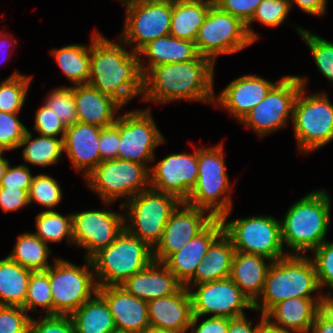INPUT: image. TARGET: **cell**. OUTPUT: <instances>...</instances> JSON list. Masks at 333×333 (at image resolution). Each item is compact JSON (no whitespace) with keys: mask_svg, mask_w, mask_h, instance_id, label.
I'll list each match as a JSON object with an SVG mask.
<instances>
[{"mask_svg":"<svg viewBox=\"0 0 333 333\" xmlns=\"http://www.w3.org/2000/svg\"><path fill=\"white\" fill-rule=\"evenodd\" d=\"M90 45V77L88 85L114 97L122 105L143 93L140 56L108 40L99 32L92 35Z\"/></svg>","mask_w":333,"mask_h":333,"instance_id":"cell-1","label":"cell"},{"mask_svg":"<svg viewBox=\"0 0 333 333\" xmlns=\"http://www.w3.org/2000/svg\"><path fill=\"white\" fill-rule=\"evenodd\" d=\"M214 67L211 59L200 55L193 61L155 66L143 76V100L214 103Z\"/></svg>","mask_w":333,"mask_h":333,"instance_id":"cell-2","label":"cell"},{"mask_svg":"<svg viewBox=\"0 0 333 333\" xmlns=\"http://www.w3.org/2000/svg\"><path fill=\"white\" fill-rule=\"evenodd\" d=\"M331 199L324 190H314L289 207L281 222L282 244L290 254L304 255L325 240L330 223Z\"/></svg>","mask_w":333,"mask_h":333,"instance_id":"cell-3","label":"cell"},{"mask_svg":"<svg viewBox=\"0 0 333 333\" xmlns=\"http://www.w3.org/2000/svg\"><path fill=\"white\" fill-rule=\"evenodd\" d=\"M316 268L311 257L288 254L272 261L261 294L262 303H254V310L265 315L274 305L289 298H313L319 291Z\"/></svg>","mask_w":333,"mask_h":333,"instance_id":"cell-4","label":"cell"},{"mask_svg":"<svg viewBox=\"0 0 333 333\" xmlns=\"http://www.w3.org/2000/svg\"><path fill=\"white\" fill-rule=\"evenodd\" d=\"M226 171L223 143L209 148L198 147V180L185 203L227 221L232 210L229 194L232 186Z\"/></svg>","mask_w":333,"mask_h":333,"instance_id":"cell-5","label":"cell"},{"mask_svg":"<svg viewBox=\"0 0 333 333\" xmlns=\"http://www.w3.org/2000/svg\"><path fill=\"white\" fill-rule=\"evenodd\" d=\"M98 287L121 286L128 278L149 266L153 249L125 229L107 248L91 259Z\"/></svg>","mask_w":333,"mask_h":333,"instance_id":"cell-6","label":"cell"},{"mask_svg":"<svg viewBox=\"0 0 333 333\" xmlns=\"http://www.w3.org/2000/svg\"><path fill=\"white\" fill-rule=\"evenodd\" d=\"M181 204L177 197L150 187L121 203L120 207L128 210L129 223H124V229L154 249L171 214Z\"/></svg>","mask_w":333,"mask_h":333,"instance_id":"cell-7","label":"cell"},{"mask_svg":"<svg viewBox=\"0 0 333 333\" xmlns=\"http://www.w3.org/2000/svg\"><path fill=\"white\" fill-rule=\"evenodd\" d=\"M298 78L302 87L295 98L292 122L298 149L308 153L333 140V104L323 92L304 96L307 78Z\"/></svg>","mask_w":333,"mask_h":333,"instance_id":"cell-8","label":"cell"},{"mask_svg":"<svg viewBox=\"0 0 333 333\" xmlns=\"http://www.w3.org/2000/svg\"><path fill=\"white\" fill-rule=\"evenodd\" d=\"M82 267L64 259H55V264L48 267L53 315H71L84 302L91 299L92 293L98 292V285L90 259Z\"/></svg>","mask_w":333,"mask_h":333,"instance_id":"cell-9","label":"cell"},{"mask_svg":"<svg viewBox=\"0 0 333 333\" xmlns=\"http://www.w3.org/2000/svg\"><path fill=\"white\" fill-rule=\"evenodd\" d=\"M85 179L106 205L121 197L129 201L150 188L146 165L120 159L102 161Z\"/></svg>","mask_w":333,"mask_h":333,"instance_id":"cell-10","label":"cell"},{"mask_svg":"<svg viewBox=\"0 0 333 333\" xmlns=\"http://www.w3.org/2000/svg\"><path fill=\"white\" fill-rule=\"evenodd\" d=\"M222 223L223 232L237 252L260 255L270 261L290 254V251L284 253L281 222L272 216H251Z\"/></svg>","mask_w":333,"mask_h":333,"instance_id":"cell-11","label":"cell"},{"mask_svg":"<svg viewBox=\"0 0 333 333\" xmlns=\"http://www.w3.org/2000/svg\"><path fill=\"white\" fill-rule=\"evenodd\" d=\"M252 43L246 24L215 4L210 7L195 41L199 55L214 63L218 55L238 52Z\"/></svg>","mask_w":333,"mask_h":333,"instance_id":"cell-12","label":"cell"},{"mask_svg":"<svg viewBox=\"0 0 333 333\" xmlns=\"http://www.w3.org/2000/svg\"><path fill=\"white\" fill-rule=\"evenodd\" d=\"M126 20L119 38L138 52L148 42L169 35L172 0H138L125 4Z\"/></svg>","mask_w":333,"mask_h":333,"instance_id":"cell-13","label":"cell"},{"mask_svg":"<svg viewBox=\"0 0 333 333\" xmlns=\"http://www.w3.org/2000/svg\"><path fill=\"white\" fill-rule=\"evenodd\" d=\"M119 130L117 159L146 165L154 161V149L164 142L150 109L133 110L119 115L114 123Z\"/></svg>","mask_w":333,"mask_h":333,"instance_id":"cell-14","label":"cell"},{"mask_svg":"<svg viewBox=\"0 0 333 333\" xmlns=\"http://www.w3.org/2000/svg\"><path fill=\"white\" fill-rule=\"evenodd\" d=\"M301 87L298 76H282L264 100L240 122L252 128L259 137L282 128L288 118L293 119V106Z\"/></svg>","mask_w":333,"mask_h":333,"instance_id":"cell-15","label":"cell"},{"mask_svg":"<svg viewBox=\"0 0 333 333\" xmlns=\"http://www.w3.org/2000/svg\"><path fill=\"white\" fill-rule=\"evenodd\" d=\"M193 287L197 290L193 291ZM187 288L191 296L193 316L213 314L212 317L233 318L245 315V309L254 310V304L230 278Z\"/></svg>","mask_w":333,"mask_h":333,"instance_id":"cell-16","label":"cell"},{"mask_svg":"<svg viewBox=\"0 0 333 333\" xmlns=\"http://www.w3.org/2000/svg\"><path fill=\"white\" fill-rule=\"evenodd\" d=\"M72 215L73 241L88 250L85 259H91L107 248L124 229V215L108 210H86Z\"/></svg>","mask_w":333,"mask_h":333,"instance_id":"cell-17","label":"cell"},{"mask_svg":"<svg viewBox=\"0 0 333 333\" xmlns=\"http://www.w3.org/2000/svg\"><path fill=\"white\" fill-rule=\"evenodd\" d=\"M198 180V147L193 154L174 153L150 169V187L186 202Z\"/></svg>","mask_w":333,"mask_h":333,"instance_id":"cell-18","label":"cell"},{"mask_svg":"<svg viewBox=\"0 0 333 333\" xmlns=\"http://www.w3.org/2000/svg\"><path fill=\"white\" fill-rule=\"evenodd\" d=\"M206 212L185 202L179 205L171 214L160 242L153 249L154 261L164 263L199 234L214 219Z\"/></svg>","mask_w":333,"mask_h":333,"instance_id":"cell-19","label":"cell"},{"mask_svg":"<svg viewBox=\"0 0 333 333\" xmlns=\"http://www.w3.org/2000/svg\"><path fill=\"white\" fill-rule=\"evenodd\" d=\"M107 303L117 333H142L149 326L148 302L128 293L121 286L98 287Z\"/></svg>","mask_w":333,"mask_h":333,"instance_id":"cell-20","label":"cell"},{"mask_svg":"<svg viewBox=\"0 0 333 333\" xmlns=\"http://www.w3.org/2000/svg\"><path fill=\"white\" fill-rule=\"evenodd\" d=\"M277 82L256 75H244L227 85L215 103L226 108L239 122L260 102Z\"/></svg>","mask_w":333,"mask_h":333,"instance_id":"cell-21","label":"cell"},{"mask_svg":"<svg viewBox=\"0 0 333 333\" xmlns=\"http://www.w3.org/2000/svg\"><path fill=\"white\" fill-rule=\"evenodd\" d=\"M223 232L220 218H214L199 234L193 237L177 253L172 254L163 264L184 286L195 274L211 243Z\"/></svg>","mask_w":333,"mask_h":333,"instance_id":"cell-22","label":"cell"},{"mask_svg":"<svg viewBox=\"0 0 333 333\" xmlns=\"http://www.w3.org/2000/svg\"><path fill=\"white\" fill-rule=\"evenodd\" d=\"M102 128L92 124L76 122L66 128L63 151L66 152L76 170L85 169V178L100 163L99 139Z\"/></svg>","mask_w":333,"mask_h":333,"instance_id":"cell-23","label":"cell"},{"mask_svg":"<svg viewBox=\"0 0 333 333\" xmlns=\"http://www.w3.org/2000/svg\"><path fill=\"white\" fill-rule=\"evenodd\" d=\"M328 304L329 299L321 294L316 299L289 298L274 305L265 314V319L279 328L306 333L313 325L316 314Z\"/></svg>","mask_w":333,"mask_h":333,"instance_id":"cell-24","label":"cell"},{"mask_svg":"<svg viewBox=\"0 0 333 333\" xmlns=\"http://www.w3.org/2000/svg\"><path fill=\"white\" fill-rule=\"evenodd\" d=\"M149 325L185 333L191 325L193 311L189 290L182 286L176 293L148 301Z\"/></svg>","mask_w":333,"mask_h":333,"instance_id":"cell-25","label":"cell"},{"mask_svg":"<svg viewBox=\"0 0 333 333\" xmlns=\"http://www.w3.org/2000/svg\"><path fill=\"white\" fill-rule=\"evenodd\" d=\"M183 285L161 262L149 266L128 278L121 287L135 297L151 301L176 293Z\"/></svg>","mask_w":333,"mask_h":333,"instance_id":"cell-26","label":"cell"},{"mask_svg":"<svg viewBox=\"0 0 333 333\" xmlns=\"http://www.w3.org/2000/svg\"><path fill=\"white\" fill-rule=\"evenodd\" d=\"M78 122L101 128L114 125L116 113L122 104L114 97L100 92L88 84L74 85Z\"/></svg>","mask_w":333,"mask_h":333,"instance_id":"cell-27","label":"cell"},{"mask_svg":"<svg viewBox=\"0 0 333 333\" xmlns=\"http://www.w3.org/2000/svg\"><path fill=\"white\" fill-rule=\"evenodd\" d=\"M270 259L235 251L230 279L242 290V292L254 304L263 293L268 269L272 263H266Z\"/></svg>","mask_w":333,"mask_h":333,"instance_id":"cell-28","label":"cell"},{"mask_svg":"<svg viewBox=\"0 0 333 333\" xmlns=\"http://www.w3.org/2000/svg\"><path fill=\"white\" fill-rule=\"evenodd\" d=\"M234 254L235 248L232 241L222 232L211 243L203 261L197 266L194 276L184 286L191 287L229 278Z\"/></svg>","mask_w":333,"mask_h":333,"instance_id":"cell-29","label":"cell"},{"mask_svg":"<svg viewBox=\"0 0 333 333\" xmlns=\"http://www.w3.org/2000/svg\"><path fill=\"white\" fill-rule=\"evenodd\" d=\"M137 53L149 59L147 67L140 58L143 75L155 66L193 61L199 56L195 42L175 38L170 34L148 42Z\"/></svg>","mask_w":333,"mask_h":333,"instance_id":"cell-30","label":"cell"},{"mask_svg":"<svg viewBox=\"0 0 333 333\" xmlns=\"http://www.w3.org/2000/svg\"><path fill=\"white\" fill-rule=\"evenodd\" d=\"M214 4V0H172L170 35L196 41L200 26Z\"/></svg>","mask_w":333,"mask_h":333,"instance_id":"cell-31","label":"cell"},{"mask_svg":"<svg viewBox=\"0 0 333 333\" xmlns=\"http://www.w3.org/2000/svg\"><path fill=\"white\" fill-rule=\"evenodd\" d=\"M70 317L75 333H117L109 307L98 293L84 302Z\"/></svg>","mask_w":333,"mask_h":333,"instance_id":"cell-32","label":"cell"},{"mask_svg":"<svg viewBox=\"0 0 333 333\" xmlns=\"http://www.w3.org/2000/svg\"><path fill=\"white\" fill-rule=\"evenodd\" d=\"M32 272L12 261L8 256L0 260V306L24 309Z\"/></svg>","mask_w":333,"mask_h":333,"instance_id":"cell-33","label":"cell"},{"mask_svg":"<svg viewBox=\"0 0 333 333\" xmlns=\"http://www.w3.org/2000/svg\"><path fill=\"white\" fill-rule=\"evenodd\" d=\"M64 75L74 85L88 84L90 77V47L71 44L52 50Z\"/></svg>","mask_w":333,"mask_h":333,"instance_id":"cell-34","label":"cell"},{"mask_svg":"<svg viewBox=\"0 0 333 333\" xmlns=\"http://www.w3.org/2000/svg\"><path fill=\"white\" fill-rule=\"evenodd\" d=\"M51 253L48 244L34 233H22L18 236L17 242L9 258L22 267L33 272L45 271L51 265L47 258Z\"/></svg>","mask_w":333,"mask_h":333,"instance_id":"cell-35","label":"cell"},{"mask_svg":"<svg viewBox=\"0 0 333 333\" xmlns=\"http://www.w3.org/2000/svg\"><path fill=\"white\" fill-rule=\"evenodd\" d=\"M23 149V160L26 163L45 167L59 162L63 151V138L51 136L36 137L33 139L32 133L27 130L19 147Z\"/></svg>","mask_w":333,"mask_h":333,"instance_id":"cell-36","label":"cell"},{"mask_svg":"<svg viewBox=\"0 0 333 333\" xmlns=\"http://www.w3.org/2000/svg\"><path fill=\"white\" fill-rule=\"evenodd\" d=\"M35 219L37 231L34 234L45 243L61 242L66 237L68 243L74 244L72 215L63 216L54 210H44Z\"/></svg>","mask_w":333,"mask_h":333,"instance_id":"cell-37","label":"cell"},{"mask_svg":"<svg viewBox=\"0 0 333 333\" xmlns=\"http://www.w3.org/2000/svg\"><path fill=\"white\" fill-rule=\"evenodd\" d=\"M31 77L15 71L0 84V111L18 114L25 102Z\"/></svg>","mask_w":333,"mask_h":333,"instance_id":"cell-38","label":"cell"},{"mask_svg":"<svg viewBox=\"0 0 333 333\" xmlns=\"http://www.w3.org/2000/svg\"><path fill=\"white\" fill-rule=\"evenodd\" d=\"M38 306H41L42 310L46 311V315H53L50 281L45 271L32 272L28 283L24 309L29 312L37 310Z\"/></svg>","mask_w":333,"mask_h":333,"instance_id":"cell-39","label":"cell"},{"mask_svg":"<svg viewBox=\"0 0 333 333\" xmlns=\"http://www.w3.org/2000/svg\"><path fill=\"white\" fill-rule=\"evenodd\" d=\"M290 9L289 0H262L253 17L246 24L248 36L253 42L259 37L250 27L253 21L257 20L265 26L274 28L285 21Z\"/></svg>","mask_w":333,"mask_h":333,"instance_id":"cell-40","label":"cell"},{"mask_svg":"<svg viewBox=\"0 0 333 333\" xmlns=\"http://www.w3.org/2000/svg\"><path fill=\"white\" fill-rule=\"evenodd\" d=\"M296 29L309 47L318 70L327 80L333 82V43L303 28Z\"/></svg>","mask_w":333,"mask_h":333,"instance_id":"cell-41","label":"cell"},{"mask_svg":"<svg viewBox=\"0 0 333 333\" xmlns=\"http://www.w3.org/2000/svg\"><path fill=\"white\" fill-rule=\"evenodd\" d=\"M44 105L68 127L78 122L74 86L55 88L47 95Z\"/></svg>","mask_w":333,"mask_h":333,"instance_id":"cell-42","label":"cell"},{"mask_svg":"<svg viewBox=\"0 0 333 333\" xmlns=\"http://www.w3.org/2000/svg\"><path fill=\"white\" fill-rule=\"evenodd\" d=\"M28 195L30 204L36 202L49 208V211L62 199V191L57 180L45 174L33 176Z\"/></svg>","mask_w":333,"mask_h":333,"instance_id":"cell-43","label":"cell"},{"mask_svg":"<svg viewBox=\"0 0 333 333\" xmlns=\"http://www.w3.org/2000/svg\"><path fill=\"white\" fill-rule=\"evenodd\" d=\"M316 274L318 284L321 288L328 286L326 297L330 300L333 296L331 291L333 290V242L324 241L320 246L315 248L313 251Z\"/></svg>","mask_w":333,"mask_h":333,"instance_id":"cell-44","label":"cell"},{"mask_svg":"<svg viewBox=\"0 0 333 333\" xmlns=\"http://www.w3.org/2000/svg\"><path fill=\"white\" fill-rule=\"evenodd\" d=\"M27 130L18 120L17 114L0 111V145L6 151L19 148Z\"/></svg>","mask_w":333,"mask_h":333,"instance_id":"cell-45","label":"cell"},{"mask_svg":"<svg viewBox=\"0 0 333 333\" xmlns=\"http://www.w3.org/2000/svg\"><path fill=\"white\" fill-rule=\"evenodd\" d=\"M30 320L22 307L0 306V333H29Z\"/></svg>","mask_w":333,"mask_h":333,"instance_id":"cell-46","label":"cell"},{"mask_svg":"<svg viewBox=\"0 0 333 333\" xmlns=\"http://www.w3.org/2000/svg\"><path fill=\"white\" fill-rule=\"evenodd\" d=\"M29 333H75L69 315H45L43 319L31 318Z\"/></svg>","mask_w":333,"mask_h":333,"instance_id":"cell-47","label":"cell"},{"mask_svg":"<svg viewBox=\"0 0 333 333\" xmlns=\"http://www.w3.org/2000/svg\"><path fill=\"white\" fill-rule=\"evenodd\" d=\"M66 128L62 121L44 104L36 111L34 130L40 135L57 138L61 134V138H63Z\"/></svg>","mask_w":333,"mask_h":333,"instance_id":"cell-48","label":"cell"},{"mask_svg":"<svg viewBox=\"0 0 333 333\" xmlns=\"http://www.w3.org/2000/svg\"><path fill=\"white\" fill-rule=\"evenodd\" d=\"M262 0H214V4L221 10L247 24L253 17L257 6Z\"/></svg>","mask_w":333,"mask_h":333,"instance_id":"cell-49","label":"cell"},{"mask_svg":"<svg viewBox=\"0 0 333 333\" xmlns=\"http://www.w3.org/2000/svg\"><path fill=\"white\" fill-rule=\"evenodd\" d=\"M120 143L119 130L114 126L102 128L99 139L100 163L117 159Z\"/></svg>","mask_w":333,"mask_h":333,"instance_id":"cell-50","label":"cell"},{"mask_svg":"<svg viewBox=\"0 0 333 333\" xmlns=\"http://www.w3.org/2000/svg\"><path fill=\"white\" fill-rule=\"evenodd\" d=\"M33 175L25 164L11 167L10 164L2 177L0 187L18 188L29 190L32 183Z\"/></svg>","mask_w":333,"mask_h":333,"instance_id":"cell-51","label":"cell"},{"mask_svg":"<svg viewBox=\"0 0 333 333\" xmlns=\"http://www.w3.org/2000/svg\"><path fill=\"white\" fill-rule=\"evenodd\" d=\"M29 190L0 187V206L3 212L15 211L29 205Z\"/></svg>","mask_w":333,"mask_h":333,"instance_id":"cell-52","label":"cell"},{"mask_svg":"<svg viewBox=\"0 0 333 333\" xmlns=\"http://www.w3.org/2000/svg\"><path fill=\"white\" fill-rule=\"evenodd\" d=\"M199 318V316L192 317L191 325L189 326L191 333H228L229 318L210 316L197 327L196 324Z\"/></svg>","mask_w":333,"mask_h":333,"instance_id":"cell-53","label":"cell"},{"mask_svg":"<svg viewBox=\"0 0 333 333\" xmlns=\"http://www.w3.org/2000/svg\"><path fill=\"white\" fill-rule=\"evenodd\" d=\"M306 333H333V306L330 303L316 314L313 325Z\"/></svg>","mask_w":333,"mask_h":333,"instance_id":"cell-54","label":"cell"},{"mask_svg":"<svg viewBox=\"0 0 333 333\" xmlns=\"http://www.w3.org/2000/svg\"><path fill=\"white\" fill-rule=\"evenodd\" d=\"M264 319L265 315L261 314L259 323L252 327V322L248 321L245 315L229 318L228 333H259Z\"/></svg>","mask_w":333,"mask_h":333,"instance_id":"cell-55","label":"cell"},{"mask_svg":"<svg viewBox=\"0 0 333 333\" xmlns=\"http://www.w3.org/2000/svg\"><path fill=\"white\" fill-rule=\"evenodd\" d=\"M327 0H289L290 7L295 3L304 12L321 16L325 13Z\"/></svg>","mask_w":333,"mask_h":333,"instance_id":"cell-56","label":"cell"},{"mask_svg":"<svg viewBox=\"0 0 333 333\" xmlns=\"http://www.w3.org/2000/svg\"><path fill=\"white\" fill-rule=\"evenodd\" d=\"M294 333V331L279 328L270 323L267 319H264L261 323L259 333Z\"/></svg>","mask_w":333,"mask_h":333,"instance_id":"cell-57","label":"cell"},{"mask_svg":"<svg viewBox=\"0 0 333 333\" xmlns=\"http://www.w3.org/2000/svg\"><path fill=\"white\" fill-rule=\"evenodd\" d=\"M142 333H181V332L165 330L162 328H157L149 325L142 331Z\"/></svg>","mask_w":333,"mask_h":333,"instance_id":"cell-58","label":"cell"},{"mask_svg":"<svg viewBox=\"0 0 333 333\" xmlns=\"http://www.w3.org/2000/svg\"><path fill=\"white\" fill-rule=\"evenodd\" d=\"M8 166H9V160L3 158V156L0 157V182L2 177L5 175Z\"/></svg>","mask_w":333,"mask_h":333,"instance_id":"cell-59","label":"cell"},{"mask_svg":"<svg viewBox=\"0 0 333 333\" xmlns=\"http://www.w3.org/2000/svg\"><path fill=\"white\" fill-rule=\"evenodd\" d=\"M3 35V33H2V31L0 32V36H2ZM6 33L4 34V36H2V37H4L3 39H1V41H0V49L3 47V46H5V45H3V44H6V42L7 41H9V40H6L5 38H6ZM6 40V41H5ZM4 41V42H3ZM3 45V46H2ZM4 48V47H3Z\"/></svg>","mask_w":333,"mask_h":333,"instance_id":"cell-60","label":"cell"},{"mask_svg":"<svg viewBox=\"0 0 333 333\" xmlns=\"http://www.w3.org/2000/svg\"><path fill=\"white\" fill-rule=\"evenodd\" d=\"M133 1H138V0H120V2H122V4L124 5Z\"/></svg>","mask_w":333,"mask_h":333,"instance_id":"cell-61","label":"cell"},{"mask_svg":"<svg viewBox=\"0 0 333 333\" xmlns=\"http://www.w3.org/2000/svg\"><path fill=\"white\" fill-rule=\"evenodd\" d=\"M4 151L6 150L0 145V157L3 156Z\"/></svg>","mask_w":333,"mask_h":333,"instance_id":"cell-62","label":"cell"},{"mask_svg":"<svg viewBox=\"0 0 333 333\" xmlns=\"http://www.w3.org/2000/svg\"><path fill=\"white\" fill-rule=\"evenodd\" d=\"M329 303L333 306V297L329 300Z\"/></svg>","mask_w":333,"mask_h":333,"instance_id":"cell-63","label":"cell"}]
</instances>
